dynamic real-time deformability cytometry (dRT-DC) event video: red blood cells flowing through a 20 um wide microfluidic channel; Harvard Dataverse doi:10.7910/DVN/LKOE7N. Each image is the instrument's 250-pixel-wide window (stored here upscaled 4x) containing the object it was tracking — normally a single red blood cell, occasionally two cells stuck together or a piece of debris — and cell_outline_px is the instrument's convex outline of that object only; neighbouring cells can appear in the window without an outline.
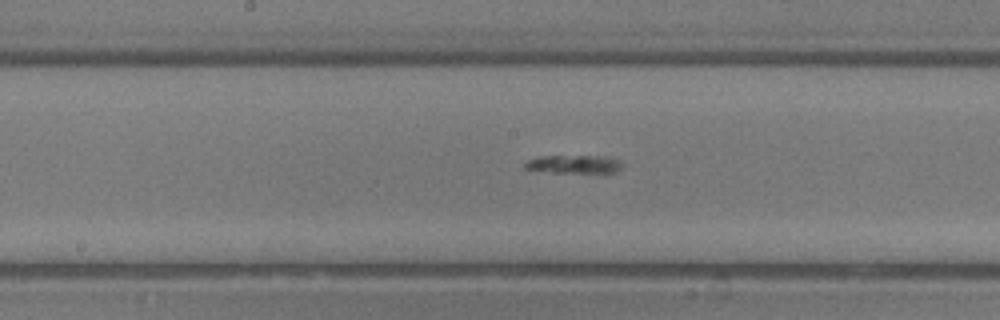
{"species": "common noctule bat (a hibernating species)", "species_latin": "Nyctalus noctula", "temperature_condition": "room temperature", "stored_images_in_passage": 49, "camera_frame_rate_fps": 3000, "um_per_image_px": 0.085, "animal": {"sex": "male", "body_mass_g": 13.3}, "frame": {"image": 1, "passage_image": 26, "time_ms": 8.333, "image_size_px": [1000, 320], "cell_outline_px": [[620, 168], [616, 172], [552, 172], [524, 168], [524, 164], [528, 160], [540, 156], [608, 156], [620, 160]], "centroid_in_image_um": [48.79, 13.94], "position_along_channel_um": 199.4, "area_um2": 10.12}}
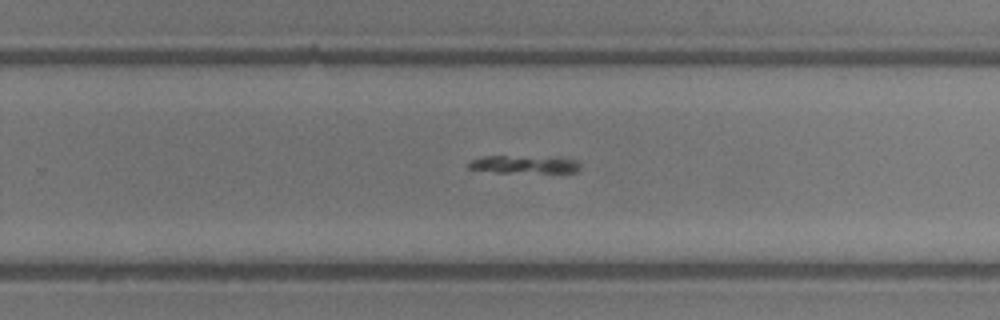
{"frame": {"image": 2, "passage_image": 32, "time_ms": 10.333, "image_size_px": [1000, 320], "cell_outline_px": [[580, 168], [576, 172], [496, 172], [468, 168], [468, 164], [472, 160], [480, 156], [552, 156], [576, 160], [580, 164]], "centroid_in_image_um": [44.58, 13.95], "position_along_channel_um": 285.2, "area_um2": 11.68}}
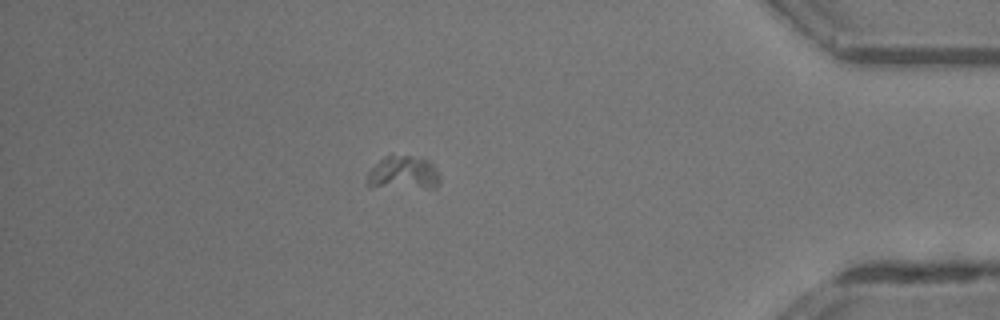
{"frame": {"image": 3, "passage_image": 43, "time_ms": 14.0, "image_size_px": [1000, 320], "cell_outline_px": [[440, 184], [436, 188], [368, 188], [364, 184], [368, 172], [384, 156], [408, 156], [428, 160], [432, 164], [440, 176]], "centroid_in_image_um": [34.23, 14.76], "position_along_channel_um": 401.0, "area_um2": 14.62}}